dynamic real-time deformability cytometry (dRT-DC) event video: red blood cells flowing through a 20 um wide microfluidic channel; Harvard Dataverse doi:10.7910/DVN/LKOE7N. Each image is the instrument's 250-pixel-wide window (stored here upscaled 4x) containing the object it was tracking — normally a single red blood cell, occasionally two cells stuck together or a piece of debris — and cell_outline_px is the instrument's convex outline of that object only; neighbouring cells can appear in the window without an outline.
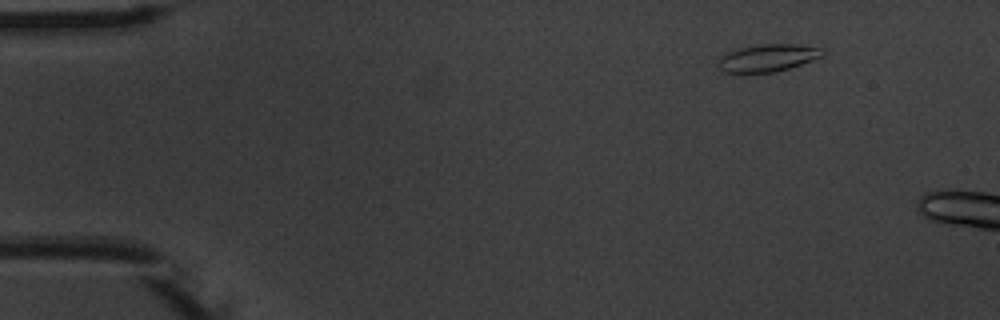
{"species": "common noctule bat (a hibernating species)", "species_latin": "Nyctalus noctula", "temperature_condition": "warm", "stored_images_in_passage": 5, "camera_frame_rate_fps": 3000, "um_per_image_px": 0.085, "animal": {"sex": "male", "body_mass_g": 20.1, "forearm_length_mm": 53.5}, "frame": {"image": 1, "passage_image": 5, "time_ms": 5.667, "image_size_px": [1000, 320], "cell_outline_px": [[824, 52], [820, 56], [812, 60], [776, 72], [724, 72], [716, 64], [720, 56], [728, 52], [740, 48], [760, 44], [796, 44], [824, 48]], "centroid_in_image_um": [65.24, 4.91], "position_along_channel_um": 19.8, "area_um2": 16.47}}